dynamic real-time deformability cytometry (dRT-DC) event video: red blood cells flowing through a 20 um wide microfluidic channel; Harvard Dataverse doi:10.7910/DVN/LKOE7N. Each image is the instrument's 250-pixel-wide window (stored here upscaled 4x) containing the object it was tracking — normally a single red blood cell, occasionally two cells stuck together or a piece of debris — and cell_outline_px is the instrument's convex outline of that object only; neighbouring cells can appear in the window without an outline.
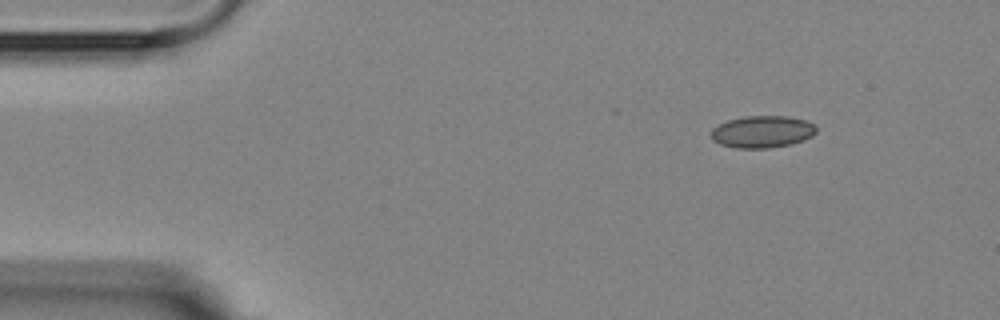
{"species": "Egyptian fruit bat (a non-hibernating species)", "species_latin": "Rousettus aegyptiacus", "temperature_condition": "room temperature", "stored_images_in_passage": 3, "camera_frame_rate_fps": 3000, "um_per_image_px": 0.085, "animal": {"sex": "female"}, "frame": {"image": 1, "passage_image": 1, "time_ms": 0.0, "image_size_px": [1000, 320], "cell_outline_px": [[816, 132], [812, 136], [804, 140], [792, 144], [768, 148], [736, 148], [720, 144], [712, 140], [712, 128], [728, 120], [744, 116], [788, 116], [808, 120], [816, 124]], "centroid_in_image_um": [64.84, 11.19], "position_along_channel_um": 20.2, "area_um2": 19.83}}
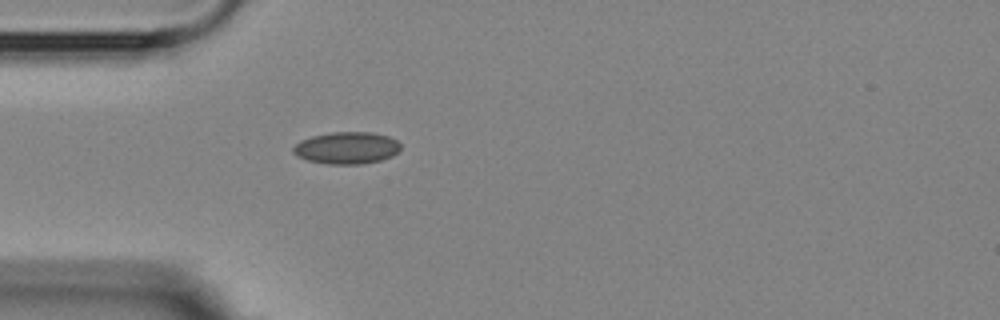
{"frame": {"image": 2, "passage_image": 3, "time_ms": 3.0, "image_size_px": [1000, 320], "cell_outline_px": [[400, 152], [392, 156], [380, 160], [364, 164], [328, 164], [308, 160], [296, 156], [292, 152], [292, 148], [300, 140], [312, 136], [332, 132], [372, 132], [388, 136], [396, 140], [400, 144]], "centroid_in_image_um": [29.47, 12.57], "position_along_channel_um": 55.5, "area_um2": 20.17}}